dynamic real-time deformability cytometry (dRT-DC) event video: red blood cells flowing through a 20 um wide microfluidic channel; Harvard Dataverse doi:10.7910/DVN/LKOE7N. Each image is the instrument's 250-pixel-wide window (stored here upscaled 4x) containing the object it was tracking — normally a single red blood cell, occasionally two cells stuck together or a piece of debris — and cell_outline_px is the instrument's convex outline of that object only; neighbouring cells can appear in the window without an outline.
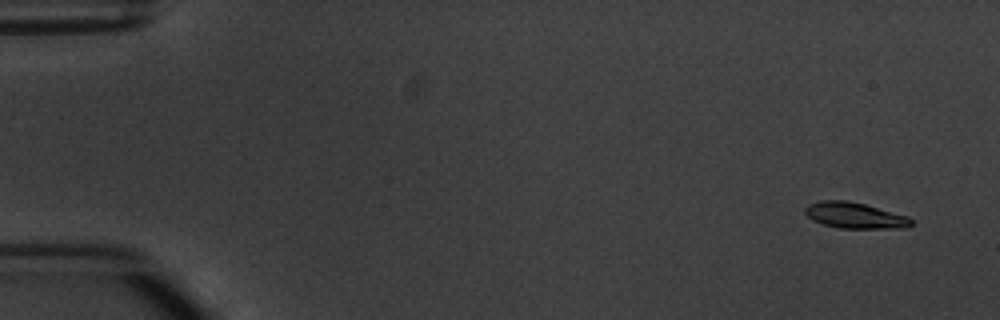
{"species": "common noctule bat (a hibernating species)", "species_latin": "Nyctalus noctula", "temperature_condition": "warm", "stored_images_in_passage": 5, "camera_frame_rate_fps": 3000, "um_per_image_px": 0.085, "animal": {"sex": "male", "body_mass_g": 20.1, "forearm_length_mm": 53.5}, "frame": {"image": 1, "passage_image": 1, "time_ms": 0.0, "image_size_px": [1000, 320], "cell_outline_px": [[912, 224], [900, 228], [840, 228], [824, 224], [812, 220], [804, 212], [804, 208], [808, 204], [824, 200], [848, 200], [864, 204], [908, 216], [912, 220]], "centroid_in_image_um": [72.63, 18.3], "position_along_channel_um": 12.4, "area_um2": 15.9}}
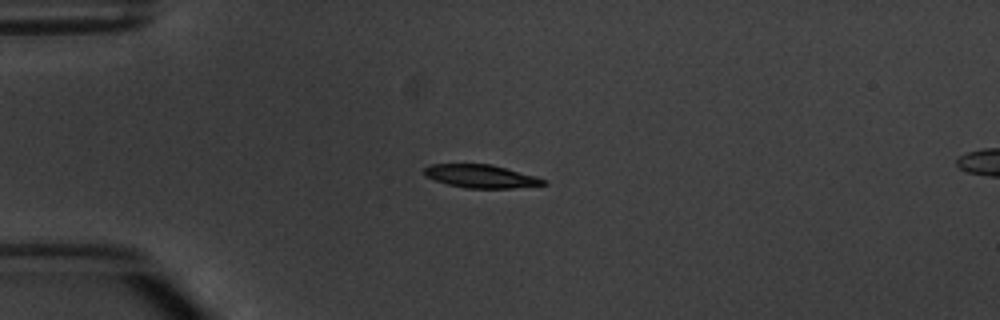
{"frame": {"image": 2, "passage_image": 4, "time_ms": 3.667, "image_size_px": [1000, 320], "cell_outline_px": [[548, 184], [512, 188], [464, 188], [448, 184], [424, 176], [424, 168], [432, 164], [492, 164], [536, 176], [544, 180]], "centroid_in_image_um": [40.87, 14.98], "position_along_channel_um": 44.1, "area_um2": 16.01}}